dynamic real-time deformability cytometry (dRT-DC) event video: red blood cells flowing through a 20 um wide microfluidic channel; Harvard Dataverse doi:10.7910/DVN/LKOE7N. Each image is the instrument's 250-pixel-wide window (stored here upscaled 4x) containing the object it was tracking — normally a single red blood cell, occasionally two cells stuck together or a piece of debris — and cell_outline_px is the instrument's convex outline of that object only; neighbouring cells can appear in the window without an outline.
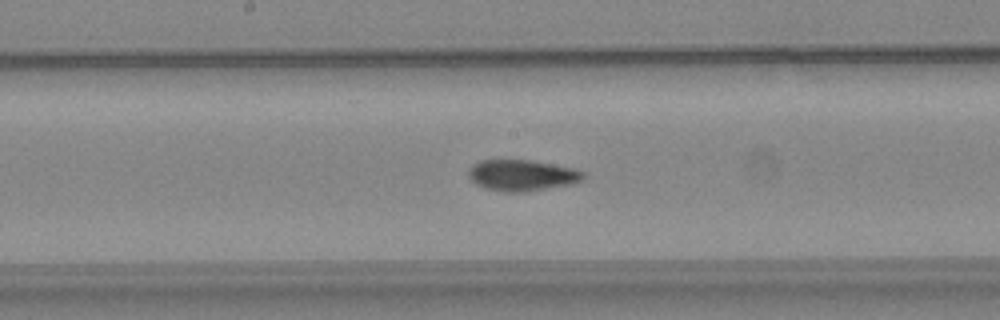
{"species": "common noctule bat (a hibernating species)", "species_latin": "Nyctalus noctula", "temperature_condition": "warm", "stored_images_in_passage": 39, "camera_frame_rate_fps": 3000, "um_per_image_px": 0.085, "animal": {"sex": "female", "body_mass_g": 24.6, "forearm_length_mm": 56.2}, "frame": {"image": 1, "passage_image": 20, "time_ms": 6.333, "image_size_px": [1000, 320], "cell_outline_px": [[584, 180], [572, 184], [524, 192], [504, 192], [484, 188], [476, 184], [468, 176], [468, 168], [472, 164], [480, 160], [532, 160], [576, 168], [584, 172]], "centroid_in_image_um": [44.37, 14.89], "position_along_channel_um": 203.8, "area_um2": 21.1}}
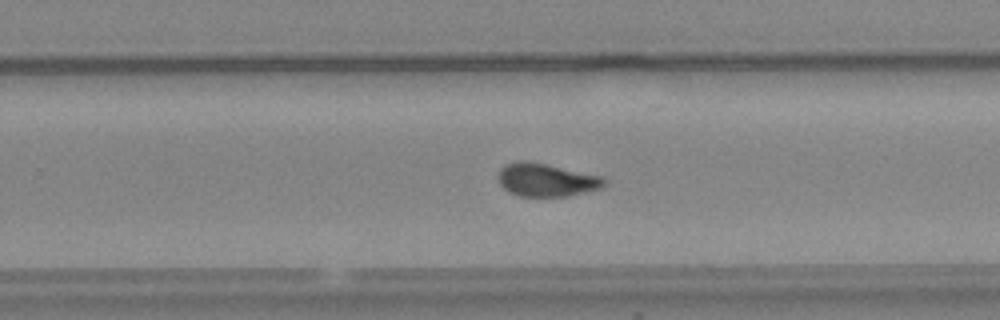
{"frame": {"image": 2, "passage_image": 26, "time_ms": 8.333, "image_size_px": [1000, 320], "cell_outline_px": [[604, 184], [600, 188], [568, 196], [520, 196], [508, 192], [500, 184], [496, 176], [500, 168], [504, 164], [516, 160], [528, 160], [548, 164], [604, 176]], "centroid_in_image_um": [46.38, 15.26], "position_along_channel_um": 283.4, "area_um2": 20.75}}
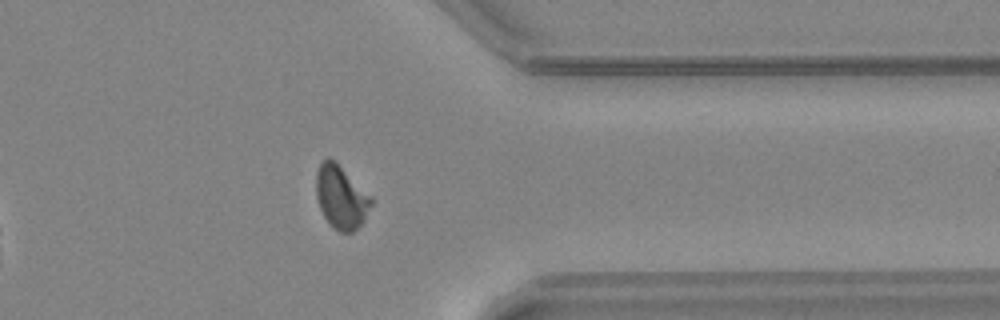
{"frame": {"image": 3, "passage_image": 34, "time_ms": 11.0, "image_size_px": [1000, 320], "cell_outline_px": [[372, 204], [364, 220], [352, 232], [340, 232], [324, 216], [320, 208], [316, 196], [316, 172], [320, 164], [328, 156], [336, 160], [372, 196]], "centroid_in_image_um": [29.0, 16.69], "position_along_channel_um": 382.4, "area_um2": 20.29}}